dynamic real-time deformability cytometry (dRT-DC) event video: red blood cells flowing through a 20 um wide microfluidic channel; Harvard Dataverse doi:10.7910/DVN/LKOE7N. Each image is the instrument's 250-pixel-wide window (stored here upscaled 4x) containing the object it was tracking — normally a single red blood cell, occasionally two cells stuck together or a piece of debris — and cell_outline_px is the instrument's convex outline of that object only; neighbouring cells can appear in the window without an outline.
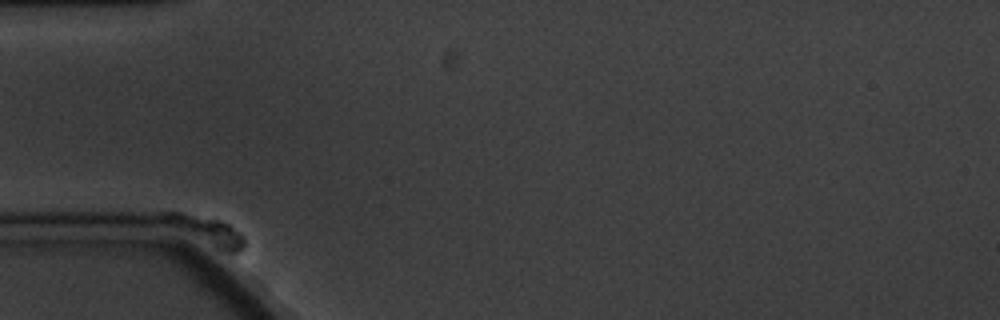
{"species": "common noctule bat (a hibernating species)", "species_latin": "Nyctalus noctula", "temperature_condition": "cold", "stored_images_in_passage": 5, "camera_frame_rate_fps": 3000, "um_per_image_px": 0.085, "animal": {"sex": "male", "body_mass_g": 20.1, "forearm_length_mm": 53.5}, "frame": {"image": 1, "passage_image": 1, "time_ms": 0.0, "image_size_px": [1000, 320], "cell_outline_px": [[244, 248], [240, 252], [228, 252], [164, 220], [160, 216], [160, 212], [168, 208], [172, 208], [220, 220], [228, 224], [240, 232], [244, 236]], "centroid_in_image_um": [17.55, 19.48], "position_along_channel_um": 67.5, "area_um2": 12.77}}
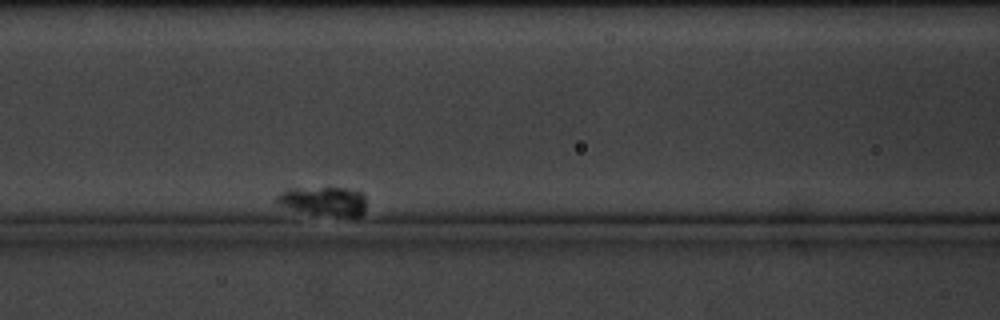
{"frame": {"image": 2, "passage_image": 5, "time_ms": 5.333, "image_size_px": [1000, 320], "cell_outline_px": [[364, 208], [360, 216], [348, 216], [312, 212], [292, 208], [276, 204], [272, 200], [280, 192], [288, 188], [344, 188], [360, 192], [364, 196]], "centroid_in_image_um": [27.45, 17.05], "position_along_channel_um": 139.1, "area_um2": 14.57}}